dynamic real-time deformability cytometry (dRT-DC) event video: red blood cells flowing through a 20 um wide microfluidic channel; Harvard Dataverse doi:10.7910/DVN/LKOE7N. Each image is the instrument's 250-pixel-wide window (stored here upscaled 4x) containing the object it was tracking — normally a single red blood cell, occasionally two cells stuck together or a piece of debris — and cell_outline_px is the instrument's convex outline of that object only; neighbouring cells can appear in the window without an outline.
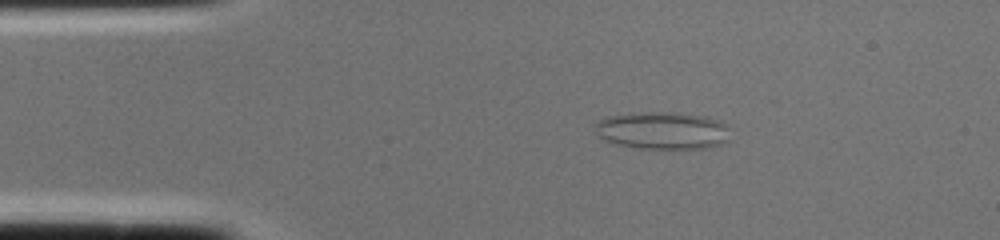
{"species": "common noctule bat (a hibernating species)", "species_latin": "Nyctalus noctula", "temperature_condition": "cold", "stored_images_in_passage": 1, "camera_frame_rate_fps": 3000, "um_per_image_px": 0.085, "animal": {"sex": "female", "body_mass_g": 22.0, "forearm_length_mm": 56.7}, "frame": {"image": 1, "passage_image": 1, "time_ms": 0.0, "image_size_px": [1000, 240], "cell_outline_px": [[728, 140], [724, 144], [708, 148], [640, 148], [612, 144], [600, 140], [596, 132], [596, 124], [604, 116], [644, 112], [676, 112], [708, 116], [720, 120], [728, 124]], "centroid_in_image_um": [56.32, 11.09], "position_along_channel_um": 28.7, "area_um2": 30.06}}